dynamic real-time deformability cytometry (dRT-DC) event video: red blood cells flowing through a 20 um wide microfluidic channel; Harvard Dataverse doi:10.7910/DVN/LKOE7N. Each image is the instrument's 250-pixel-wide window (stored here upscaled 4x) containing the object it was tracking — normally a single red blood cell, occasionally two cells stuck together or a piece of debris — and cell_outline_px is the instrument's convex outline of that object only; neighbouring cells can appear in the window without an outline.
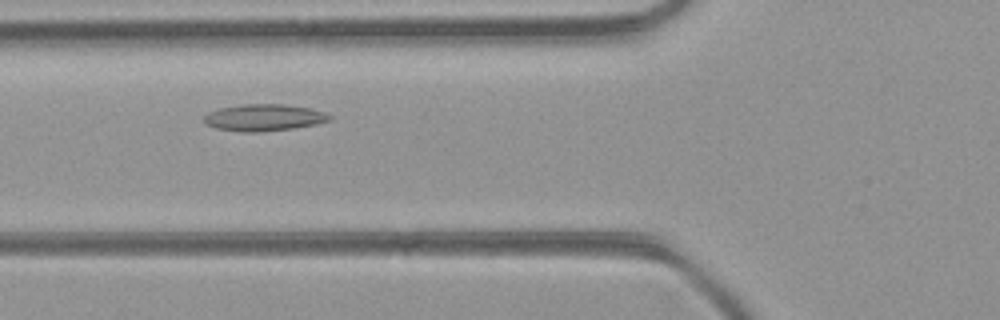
{"species": "common noctule bat (a hibernating species)", "species_latin": "Nyctalus noctula", "temperature_condition": "room temperature", "stored_images_in_passage": 33, "camera_frame_rate_fps": 3000, "um_per_image_px": 0.085, "animal": {"sex": "female", "body_mass_g": 21.9}, "frame": {"image": 1, "passage_image": 7, "time_ms": 2.0, "image_size_px": [1000, 320], "cell_outline_px": [[336, 116], [332, 120], [316, 124], [292, 128], [256, 132], [240, 132], [216, 128], [204, 124], [204, 116], [208, 112], [220, 108], [240, 104], [284, 104], [308, 108], [324, 112]], "centroid_in_image_um": [22.44, 9.99], "position_along_channel_um": 103.4, "area_um2": 19.71}}
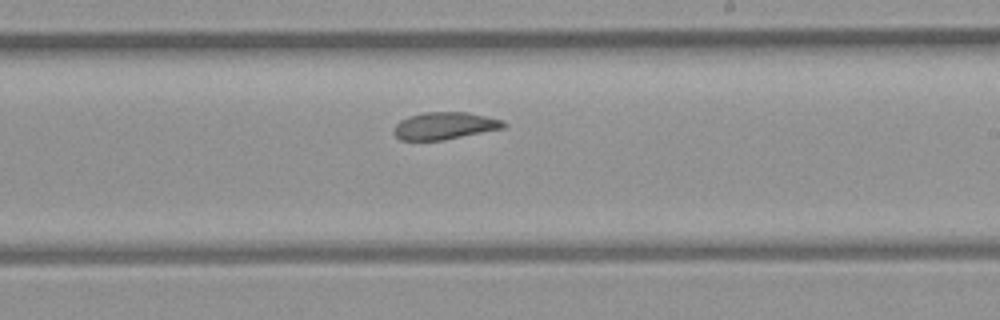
{"frame": {"image": 2, "passage_image": 17, "time_ms": 5.333, "image_size_px": [1000, 320], "cell_outline_px": [[508, 124], [504, 128], [444, 140], [400, 140], [392, 132], [396, 124], [400, 120], [408, 116], [424, 112], [468, 112], [504, 120]], "centroid_in_image_um": [37.8, 10.69], "position_along_channel_um": 251.2, "area_um2": 17.57}}
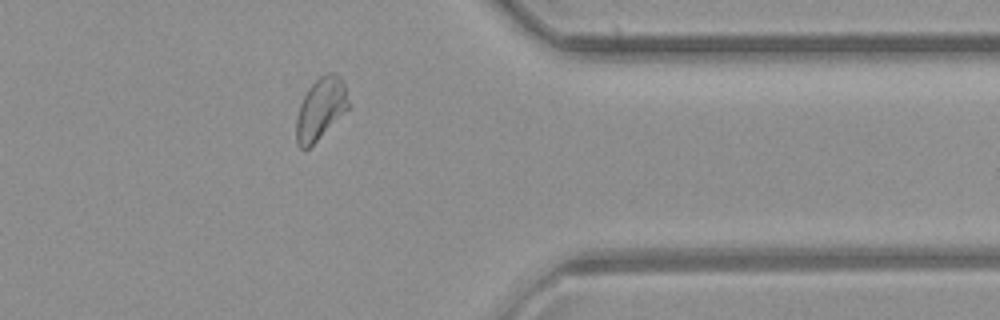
{"frame": {"image": 3, "passage_image": 27, "time_ms": 8.667, "image_size_px": [1000, 320], "cell_outline_px": [[348, 108], [304, 152], [296, 144], [296, 120], [300, 104], [308, 88], [320, 76], [328, 72], [336, 72], [340, 76], [344, 84], [348, 100]], "centroid_in_image_um": [27.22, 9.23], "position_along_channel_um": 384.2, "area_um2": 18.44}, "authors_computed_cell_mechanics": {"area_um2": 18.3804, "velocity_mm_per_s": 4.4323, "shape_relaxation_time_tau1_ms": null, "shape_relaxation_time_tau2_ms": 2.769, "deformation_change_tau1": null, "deformation_change_tau2": 0.0949}}